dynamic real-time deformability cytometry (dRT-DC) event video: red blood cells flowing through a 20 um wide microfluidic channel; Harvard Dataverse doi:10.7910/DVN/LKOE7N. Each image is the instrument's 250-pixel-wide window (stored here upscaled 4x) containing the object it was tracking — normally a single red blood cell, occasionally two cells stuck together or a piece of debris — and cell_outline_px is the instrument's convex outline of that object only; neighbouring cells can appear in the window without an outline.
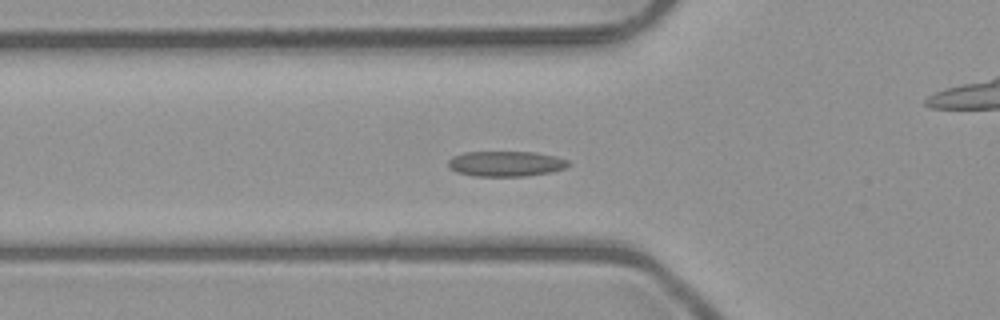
{"species": "common noctule bat (a hibernating species)", "species_latin": "Nyctalus noctula", "temperature_condition": "room temperature", "stored_images_in_passage": 37, "camera_frame_rate_fps": 3000, "um_per_image_px": 0.085, "animal": {"sex": "male", "body_mass_g": 23.1, "forearm_length_mm": 52.7}, "frame": {"image": 1, "passage_image": 2, "time_ms": 0.333, "image_size_px": [1000, 320], "cell_outline_px": [[572, 164], [564, 168], [552, 172], [524, 176], [472, 176], [456, 172], [448, 168], [448, 160], [452, 156], [464, 152], [536, 152], [556, 156], [568, 160]], "centroid_in_image_um": [42.99, 13.91], "position_along_channel_um": 82.8, "area_um2": 17.98}}
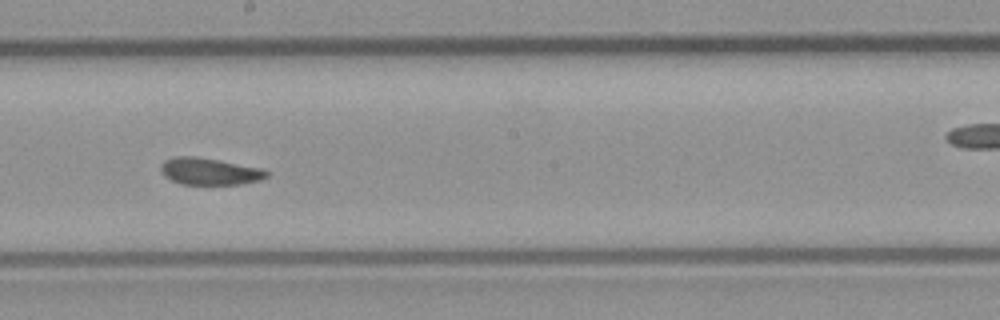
{"frame": {"image": 2, "passage_image": 13, "time_ms": 4.0, "image_size_px": [1000, 320], "cell_outline_px": [[268, 176], [260, 180], [240, 184], [180, 184], [164, 176], [160, 172], [160, 164], [164, 160], [172, 156], [196, 156], [220, 160], [260, 168], [268, 172]], "centroid_in_image_um": [17.75, 14.55], "position_along_channel_um": 230.4, "area_um2": 16.7}}
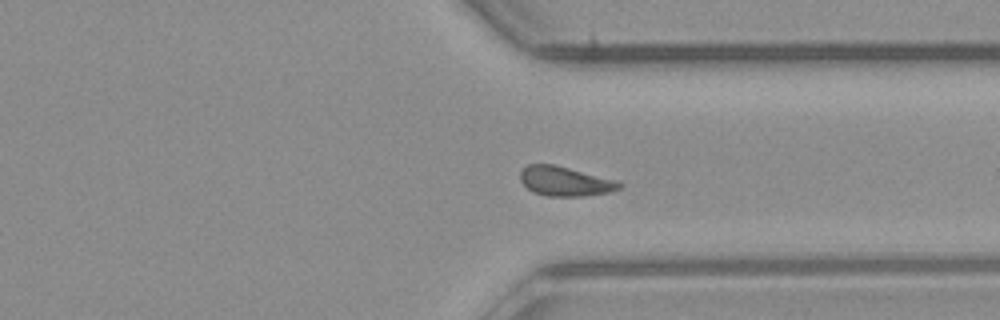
{"frame": {"image": 3, "passage_image": 23, "time_ms": 7.333, "image_size_px": [1000, 320], "cell_outline_px": [[624, 184], [620, 188], [608, 192], [584, 196], [548, 196], [532, 192], [520, 180], [520, 172], [528, 164], [556, 164], [616, 180]], "centroid_in_image_um": [48.02, 15.4], "position_along_channel_um": 363.4, "area_um2": 17.05}}